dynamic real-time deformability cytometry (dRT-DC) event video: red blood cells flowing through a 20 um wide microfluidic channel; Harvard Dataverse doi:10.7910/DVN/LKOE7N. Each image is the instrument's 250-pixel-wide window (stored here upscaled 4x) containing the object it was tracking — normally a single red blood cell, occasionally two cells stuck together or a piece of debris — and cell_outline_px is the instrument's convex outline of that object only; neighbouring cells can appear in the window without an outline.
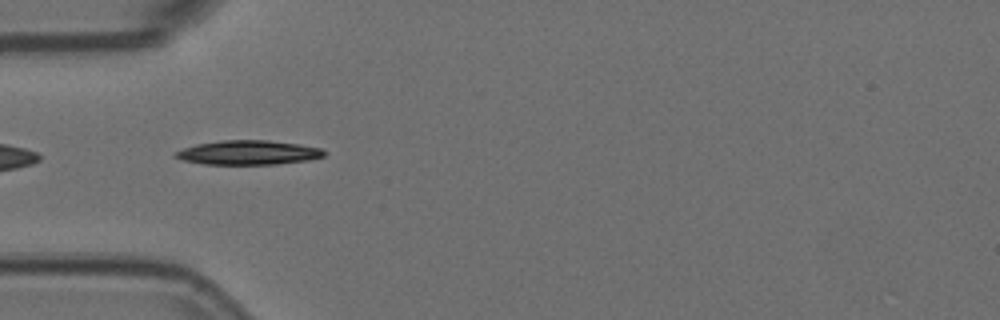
{"species": "Egyptian fruit bat (a non-hibernating species)", "species_latin": "Rousettus aegyptiacus", "temperature_condition": "room temperature", "stored_images_in_passage": 4, "camera_frame_rate_fps": 3000, "um_per_image_px": 0.085, "animal": {"sex": "female"}, "frame": {"image": 1, "passage_image": 4, "time_ms": 1.0, "image_size_px": [1000, 320], "cell_outline_px": [[324, 156], [308, 160], [276, 164], [204, 164], [184, 160], [172, 156], [172, 152], [196, 144], [220, 140], [268, 140], [300, 144], [320, 148], [324, 152]], "centroid_in_image_um": [21.06, 12.96], "position_along_channel_um": 63.9, "area_um2": 21.04}}